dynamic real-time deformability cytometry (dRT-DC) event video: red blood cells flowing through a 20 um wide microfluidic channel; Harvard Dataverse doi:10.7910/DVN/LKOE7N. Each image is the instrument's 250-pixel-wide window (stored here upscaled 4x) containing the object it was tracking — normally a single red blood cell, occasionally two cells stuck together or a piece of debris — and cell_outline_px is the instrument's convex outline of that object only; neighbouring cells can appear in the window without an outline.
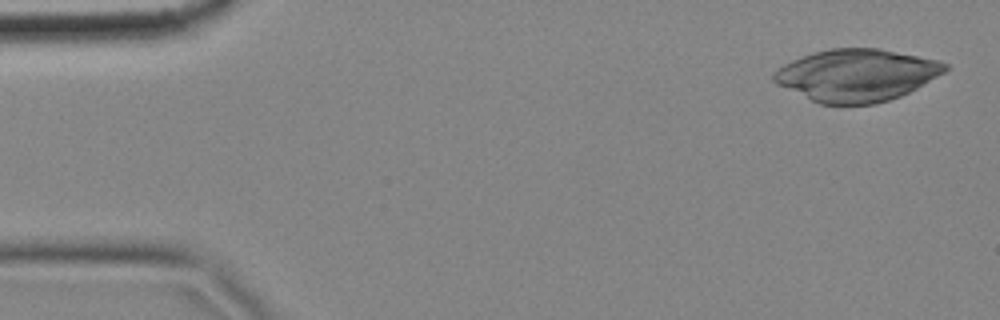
{"species": "common noctule bat (a hibernating species)", "species_latin": "Nyctalus noctula", "temperature_condition": "cold", "stored_images_in_passage": 5, "segment_of_instrument_passage": [1, 2], "camera_frame_rate_fps": 3000, "um_per_image_px": 0.085, "animal": {"sex": "female", "body_mass_g": 18.4}, "frame": {"image": 1, "passage_image": 1, "time_ms": 0.0, "image_size_px": [1000, 320], "cell_outline_px": [[948, 68], [944, 72], [916, 88], [900, 96], [876, 104], [820, 104], [776, 84], [772, 80], [772, 72], [784, 64], [792, 60], [812, 52], [828, 48], [880, 48], [940, 60], [948, 64]], "centroid_in_image_um": [72.79, 6.38], "position_along_channel_um": 12.2, "area_um2": 52.14}}